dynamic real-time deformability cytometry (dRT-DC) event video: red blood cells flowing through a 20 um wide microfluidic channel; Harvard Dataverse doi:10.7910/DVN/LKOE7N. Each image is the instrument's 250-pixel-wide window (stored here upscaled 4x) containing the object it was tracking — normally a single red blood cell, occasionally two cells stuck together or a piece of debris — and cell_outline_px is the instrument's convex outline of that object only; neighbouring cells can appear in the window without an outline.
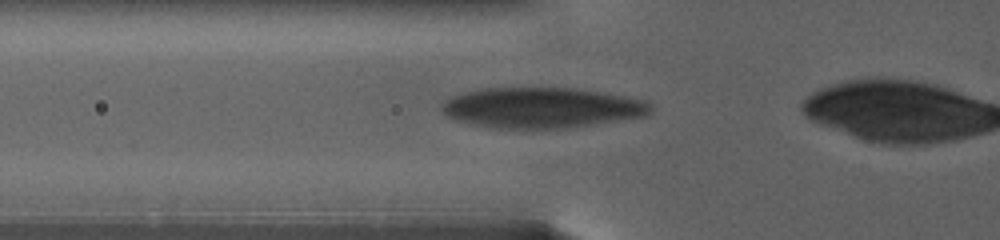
{"species": "human", "species_latin": "Homo sapiens", "temperature_condition": "warm", "stored_images_in_passage": 4, "camera_frame_rate_fps": 3000, "um_per_image_px": 0.085, "donor": {"sex": "female"}, "frame": {"image": 1, "passage_image": 2, "time_ms": 0.667, "image_size_px": [1000, 240], "cell_outline_px": [[652, 112], [648, 116], [568, 128], [492, 128], [472, 124], [456, 120], [448, 116], [440, 108], [440, 104], [444, 100], [452, 96], [464, 92], [480, 88], [580, 88], [648, 100], [652, 104]], "centroid_in_image_um": [46.08, 9.15], "position_along_channel_um": 79.7, "area_um2": 49.82}}